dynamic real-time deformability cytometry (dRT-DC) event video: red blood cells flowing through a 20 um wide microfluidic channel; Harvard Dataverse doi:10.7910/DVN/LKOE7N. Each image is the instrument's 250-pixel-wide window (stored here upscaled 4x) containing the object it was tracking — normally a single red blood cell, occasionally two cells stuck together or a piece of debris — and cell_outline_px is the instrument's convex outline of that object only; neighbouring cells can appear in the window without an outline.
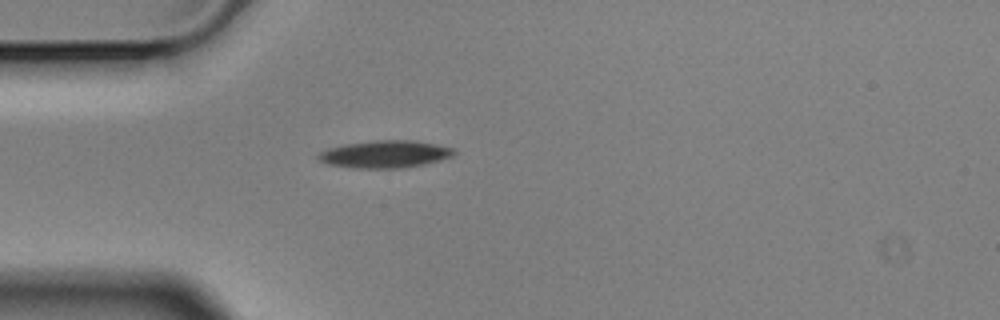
{"species": "Egyptian fruit bat (a non-hibernating species)", "species_latin": "Rousettus aegyptiacus", "temperature_condition": "cold", "stored_images_in_passage": 1, "camera_frame_rate_fps": 3000, "um_per_image_px": 0.085, "animal": {"sex": "male"}, "frame": {"image": 1, "passage_image": 1, "time_ms": 0.0, "image_size_px": [1000, 320], "cell_outline_px": [[456, 152], [452, 156], [440, 160], [424, 164], [400, 168], [356, 168], [328, 164], [316, 160], [316, 152], [328, 148], [344, 144], [372, 140], [416, 140], [456, 148]], "centroid_in_image_um": [32.69, 13.09], "position_along_channel_um": 52.3, "area_um2": 21.96}}